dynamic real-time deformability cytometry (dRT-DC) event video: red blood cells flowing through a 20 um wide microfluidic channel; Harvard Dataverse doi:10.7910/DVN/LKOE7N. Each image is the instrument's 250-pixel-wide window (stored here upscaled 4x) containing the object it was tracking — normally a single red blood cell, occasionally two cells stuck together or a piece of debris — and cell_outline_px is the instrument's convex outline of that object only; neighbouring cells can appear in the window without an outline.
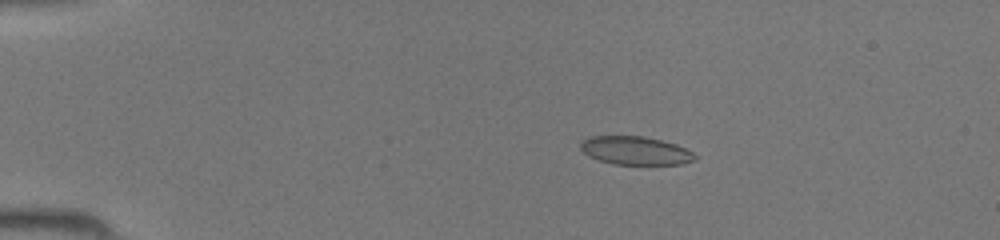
{"species": "common noctule bat (a hibernating species)", "species_latin": "Nyctalus noctula", "temperature_condition": "room temperature", "stored_images_in_passage": 39, "camera_frame_rate_fps": 3000, "um_per_image_px": 0.085, "animal": {"sex": "female", "body_mass_g": 19.5, "forearm_length_mm": 54.1}, "frame": {"image": 1, "passage_image": 2, "time_ms": 0.333, "image_size_px": [1000, 240], "cell_outline_px": [[696, 160], [680, 164], [612, 164], [588, 156], [580, 148], [580, 144], [588, 136], [644, 136], [676, 144], [692, 152], [696, 156]], "centroid_in_image_um": [53.99, 12.8], "position_along_channel_um": 31.0, "area_um2": 18.79}}
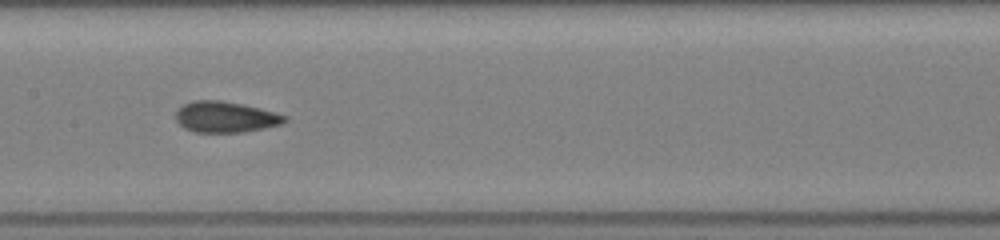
{"frame": {"image": 2, "passage_image": 17, "time_ms": 5.333, "image_size_px": [1000, 240], "cell_outline_px": [[288, 120], [284, 124], [244, 132], [196, 132], [184, 128], [176, 120], [176, 112], [184, 104], [192, 100], [220, 100], [260, 108], [276, 112], [288, 116]], "centroid_in_image_um": [19.21, 9.94], "position_along_channel_um": 188.2, "area_um2": 19.71}}
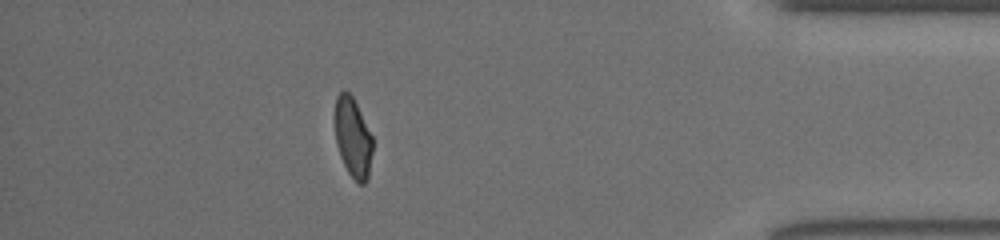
{"frame": {"image": 3, "passage_image": 34, "time_ms": 11.0, "image_size_px": [1000, 240], "cell_outline_px": [[372, 152], [368, 180], [364, 184], [360, 184], [348, 172], [340, 156], [336, 144], [332, 116], [336, 96], [344, 88], [352, 96], [372, 136]], "centroid_in_image_um": [29.94, 11.65], "position_along_channel_um": 405.3, "area_um2": 17.92}}